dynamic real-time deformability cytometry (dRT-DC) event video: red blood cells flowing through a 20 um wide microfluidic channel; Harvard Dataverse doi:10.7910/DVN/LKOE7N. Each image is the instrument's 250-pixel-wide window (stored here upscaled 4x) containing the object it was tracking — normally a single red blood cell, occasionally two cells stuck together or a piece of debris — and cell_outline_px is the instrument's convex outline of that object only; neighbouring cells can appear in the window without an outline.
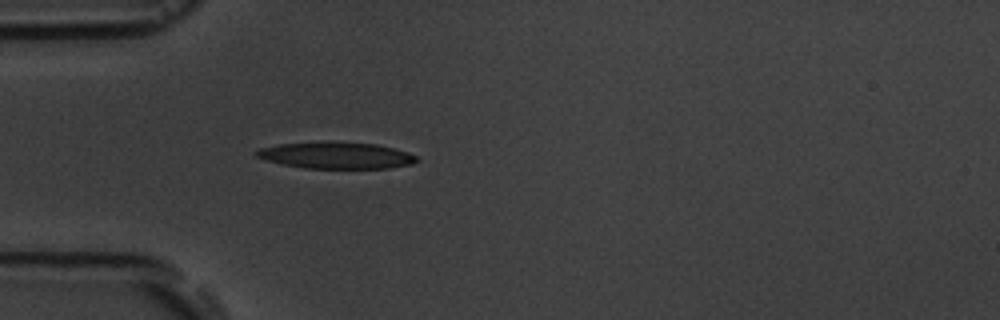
{"species": "common noctule bat (a hibernating species)", "species_latin": "Nyctalus noctula", "temperature_condition": "room temperature", "stored_images_in_passage": 1, "camera_frame_rate_fps": 3000, "um_per_image_px": 0.085, "animal": {"sex": "male", "body_mass_g": 19.5, "forearm_length_mm": 54.6}, "frame": {"image": 1, "passage_image": 1, "time_ms": 0.0, "image_size_px": [1000, 320], "cell_outline_px": [[420, 160], [412, 164], [388, 168], [304, 168], [284, 164], [268, 160], [256, 156], [252, 152], [260, 148], [280, 144], [328, 140], [376, 144], [408, 152], [416, 156]], "centroid_in_image_um": [28.57, 13.19], "position_along_channel_um": 56.4, "area_um2": 25.03}}